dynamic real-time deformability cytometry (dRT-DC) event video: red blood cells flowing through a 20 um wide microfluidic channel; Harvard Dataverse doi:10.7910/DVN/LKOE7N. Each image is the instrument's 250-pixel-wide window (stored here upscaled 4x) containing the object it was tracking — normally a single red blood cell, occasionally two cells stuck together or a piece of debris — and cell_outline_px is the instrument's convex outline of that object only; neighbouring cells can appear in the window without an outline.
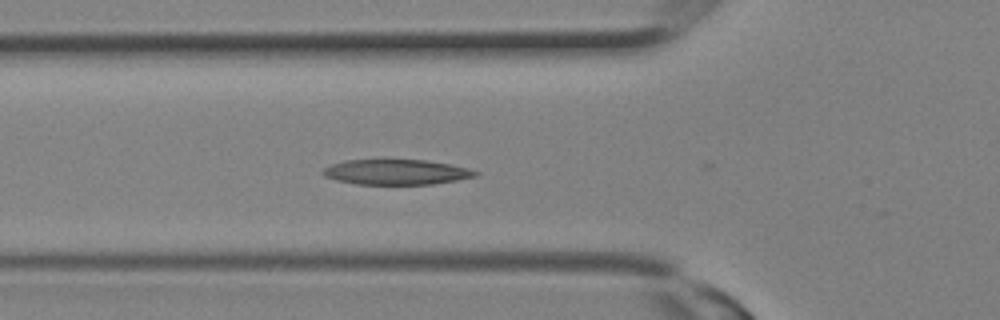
{"species": "Egyptian fruit bat (a non-hibernating species)", "species_latin": "Rousettus aegyptiacus", "temperature_condition": "room temperature", "stored_images_in_passage": 12, "camera_frame_rate_fps": 3000, "um_per_image_px": 0.085, "animal": {"sex": "female"}, "frame": {"image": 1, "passage_image": 10, "time_ms": 3.0, "image_size_px": [1000, 320], "cell_outline_px": [[480, 172], [476, 176], [456, 180], [432, 184], [356, 184], [336, 180], [324, 176], [320, 172], [324, 168], [332, 164], [344, 160], [424, 160], [452, 164], [468, 168]], "centroid_in_image_um": [33.67, 14.62], "position_along_channel_um": 92.1, "area_um2": 22.37}}
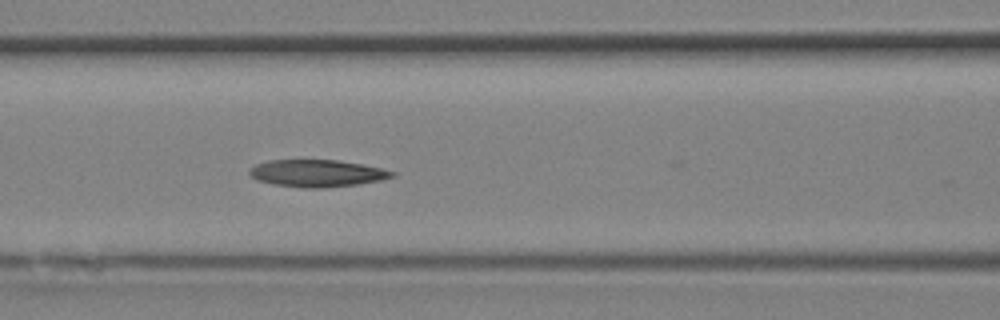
{"frame": {"image": 2, "passage_image": 12, "time_ms": 3.667, "image_size_px": [1000, 320], "cell_outline_px": [[396, 176], [380, 180], [356, 184], [320, 188], [304, 188], [276, 184], [256, 180], [248, 176], [248, 168], [256, 164], [268, 160], [336, 160], [364, 164], [384, 168], [396, 172]], "centroid_in_image_um": [26.94, 14.72], "position_along_channel_um": 139.7, "area_um2": 22.72}}